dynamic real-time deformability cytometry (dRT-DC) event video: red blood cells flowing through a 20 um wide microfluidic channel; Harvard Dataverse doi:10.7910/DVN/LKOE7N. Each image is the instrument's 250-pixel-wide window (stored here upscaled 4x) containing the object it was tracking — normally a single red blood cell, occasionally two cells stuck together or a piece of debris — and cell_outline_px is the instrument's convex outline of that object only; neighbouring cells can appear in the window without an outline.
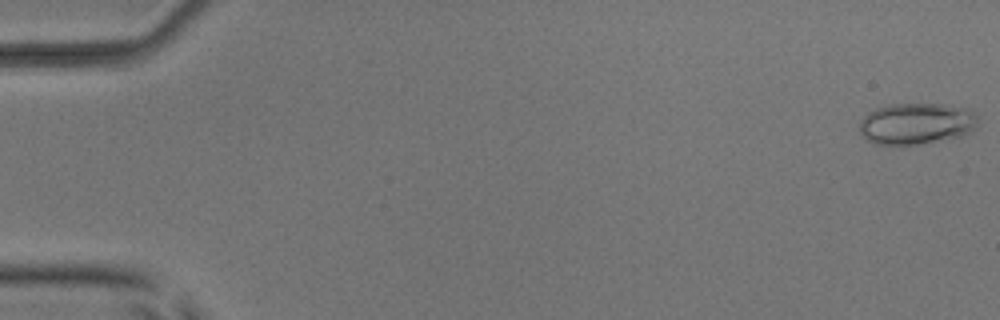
{"species": "common noctule bat (a hibernating species)", "species_latin": "Nyctalus noctula", "temperature_condition": "room temperature", "stored_images_in_passage": 25, "camera_frame_rate_fps": 3000, "um_per_image_px": 0.085, "animal": {"sex": "male", "body_mass_g": 17.9, "forearm_length_mm": 54.2}, "frame": {"image": 1, "passage_image": 1, "time_ms": 0.0, "image_size_px": [1000, 320], "cell_outline_px": [[976, 128], [972, 132], [960, 136], [916, 144], [876, 144], [868, 140], [860, 132], [860, 120], [868, 112], [876, 108], [888, 104], [944, 104], [964, 108], [972, 112], [976, 116]], "centroid_in_image_um": [77.87, 10.49], "position_along_channel_um": 7.1, "area_um2": 28.26}}
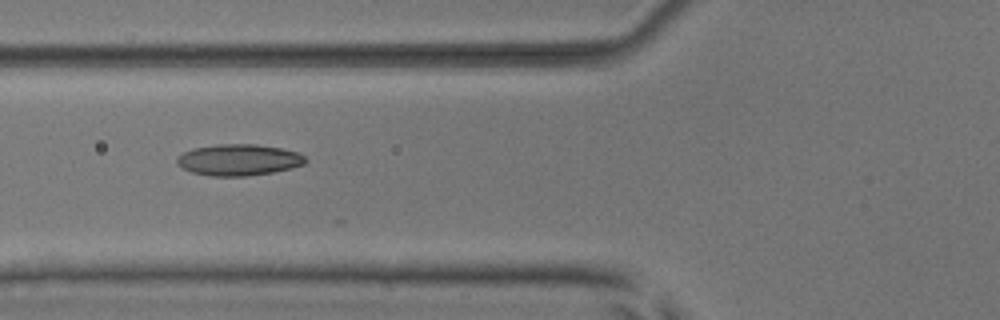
{"frame": {"image": 2, "passage_image": 21, "time_ms": 6.667, "image_size_px": [1000, 320], "cell_outline_px": [[308, 160], [304, 164], [292, 168], [272, 172], [248, 176], [212, 176], [192, 172], [176, 164], [176, 156], [192, 148], [216, 144], [256, 144], [280, 148], [296, 152], [304, 156]], "centroid_in_image_um": [20.27, 13.58], "position_along_channel_um": 105.5, "area_um2": 23.52}}
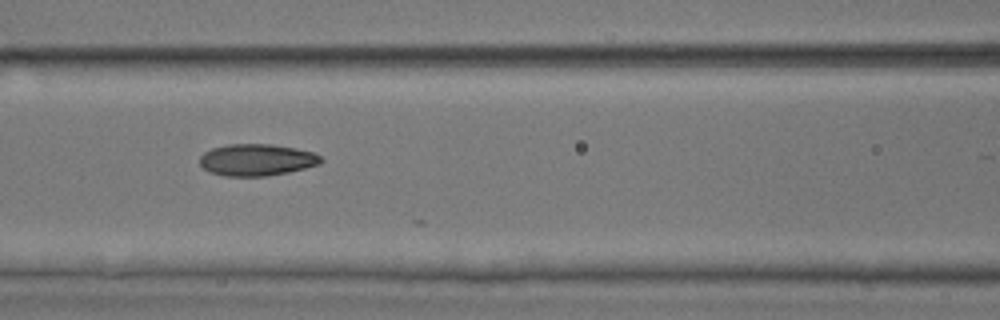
{"frame": {"image": 3, "passage_image": 24, "time_ms": 7.667, "image_size_px": [1000, 320], "cell_outline_px": [[324, 160], [320, 164], [288, 172], [268, 176], [224, 176], [212, 172], [204, 168], [200, 164], [200, 156], [204, 152], [212, 148], [228, 144], [272, 144], [296, 148], [312, 152], [320, 156]], "centroid_in_image_um": [21.83, 13.58], "position_along_channel_um": 144.8, "area_um2": 22.43}}